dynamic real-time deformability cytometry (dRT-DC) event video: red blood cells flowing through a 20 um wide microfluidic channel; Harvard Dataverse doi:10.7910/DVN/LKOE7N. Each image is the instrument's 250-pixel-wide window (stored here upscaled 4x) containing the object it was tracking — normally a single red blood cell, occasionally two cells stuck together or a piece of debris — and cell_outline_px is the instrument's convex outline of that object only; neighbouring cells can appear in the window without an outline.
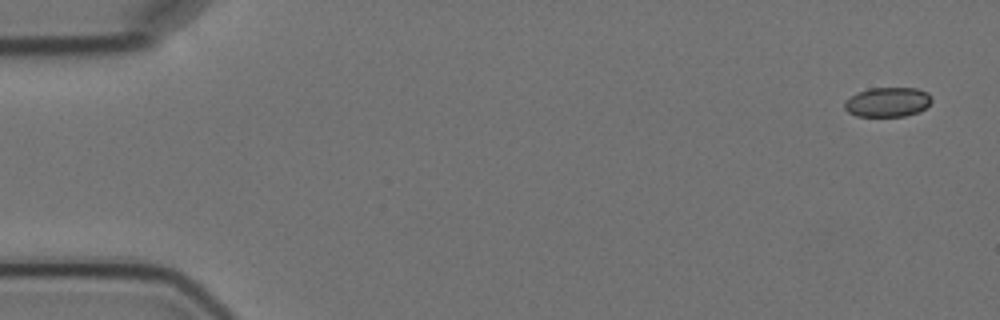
{"species": "Egyptian fruit bat (a non-hibernating species)", "species_latin": "Rousettus aegyptiacus", "temperature_condition": "cold", "stored_images_in_passage": 5, "camera_frame_rate_fps": 3000, "um_per_image_px": 0.085, "animal": {"sex": "female"}, "frame": {"image": 1, "passage_image": 1, "time_ms": 0.0, "image_size_px": [1000, 320], "cell_outline_px": [[932, 100], [920, 112], [904, 116], [856, 116], [848, 112], [844, 108], [844, 100], [868, 88], [916, 88], [928, 92]], "centroid_in_image_um": [75.44, 8.68], "position_along_channel_um": 9.6, "area_um2": 14.97}}
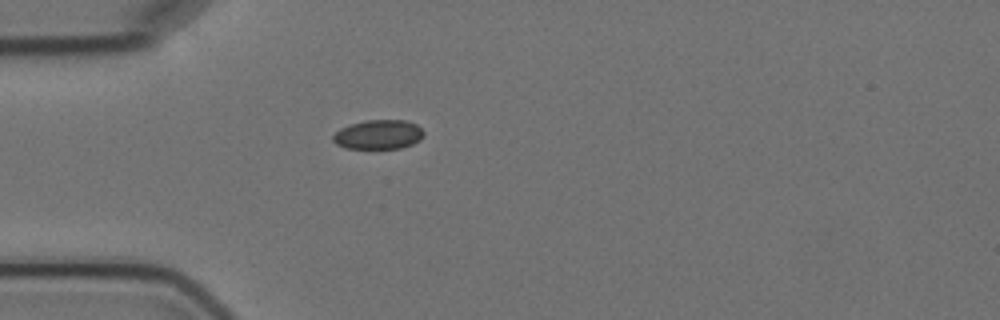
{"frame": {"image": 2, "passage_image": 5, "time_ms": 4.667, "image_size_px": [1000, 320], "cell_outline_px": [[424, 136], [420, 140], [412, 144], [400, 148], [344, 148], [336, 144], [332, 140], [332, 136], [340, 128], [348, 124], [364, 120], [404, 120], [416, 124], [424, 132]], "centroid_in_image_um": [32.14, 11.43], "position_along_channel_um": 52.9, "area_um2": 15.61}}